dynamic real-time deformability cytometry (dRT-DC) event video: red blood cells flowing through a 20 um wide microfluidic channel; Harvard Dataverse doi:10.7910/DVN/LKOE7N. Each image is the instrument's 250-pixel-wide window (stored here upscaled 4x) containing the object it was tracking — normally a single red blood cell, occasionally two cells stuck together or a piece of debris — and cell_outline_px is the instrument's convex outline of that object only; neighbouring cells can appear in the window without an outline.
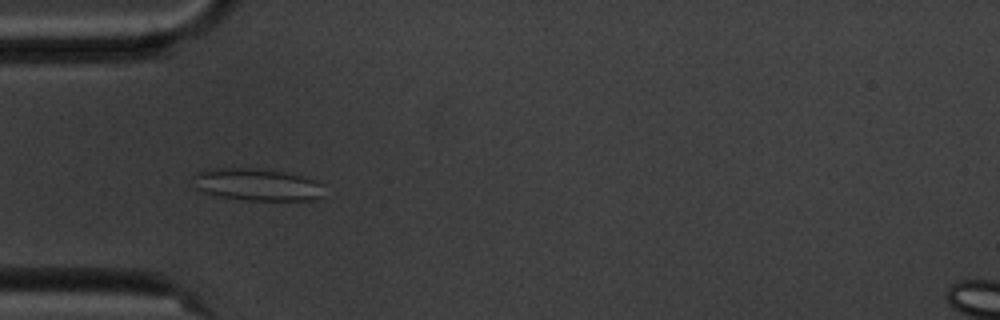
{"species": "common noctule bat (a hibernating species)", "species_latin": "Nyctalus noctula", "temperature_condition": "cold", "stored_images_in_passage": 55, "camera_frame_rate_fps": 3000, "um_per_image_px": 0.085, "animal": {"sex": "male", "body_mass_g": 20.1, "forearm_length_mm": 53.5}, "frame": {"image": 1, "passage_image": 16, "time_ms": 5.0, "image_size_px": [1000, 320], "cell_outline_px": [[324, 196], [312, 200], [248, 200], [216, 196], [204, 192], [196, 188], [192, 176], [196, 172], [204, 168], [248, 168], [280, 172], [300, 176], [316, 180], [324, 184]], "centroid_in_image_um": [21.83, 15.69], "position_along_channel_um": 63.2, "area_um2": 24.68}}
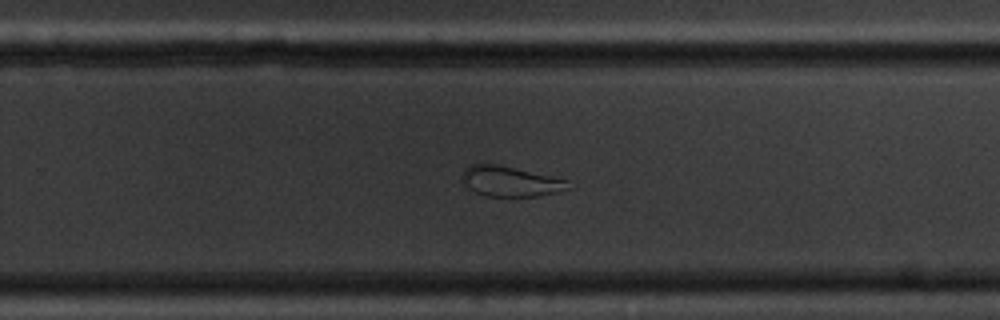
{"frame": {"image": 2, "passage_image": 35, "time_ms": 11.333, "image_size_px": [1000, 320], "cell_outline_px": [[572, 188], [556, 192], [536, 196], [484, 196], [476, 192], [460, 176], [464, 168], [472, 164], [496, 164], [568, 180]], "centroid_in_image_um": [43.4, 15.41], "position_along_channel_um": 286.4, "area_um2": 18.32}}
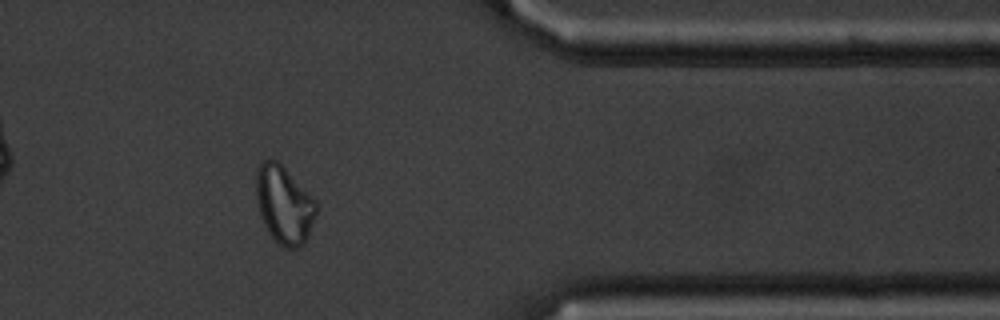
{"frame": {"image": 3, "passage_image": 45, "time_ms": 14.667, "image_size_px": [1000, 320], "cell_outline_px": [[316, 212], [308, 236], [304, 244], [296, 248], [284, 248], [272, 236], [264, 224], [260, 216], [256, 196], [256, 168], [264, 160], [276, 160], [316, 200]], "centroid_in_image_um": [24.13, 17.41], "position_along_channel_um": 387.3, "area_um2": 26.82}}